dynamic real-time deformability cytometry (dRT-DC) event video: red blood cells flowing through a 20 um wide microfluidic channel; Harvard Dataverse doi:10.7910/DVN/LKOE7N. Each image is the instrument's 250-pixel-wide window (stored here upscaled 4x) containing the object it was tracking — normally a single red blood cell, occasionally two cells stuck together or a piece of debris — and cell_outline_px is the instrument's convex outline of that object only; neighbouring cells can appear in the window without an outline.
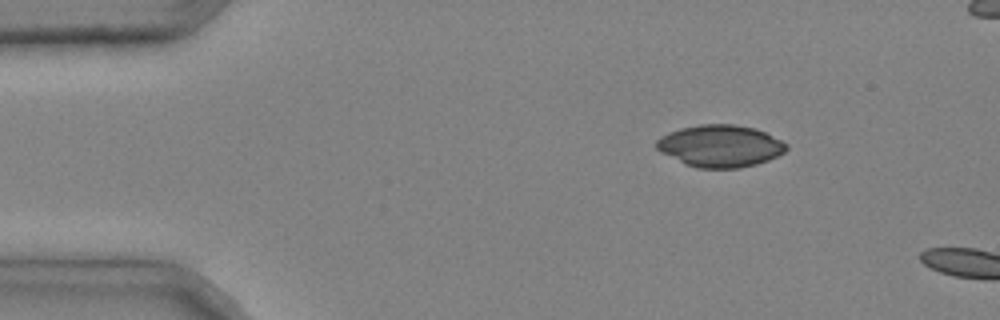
{"species": "common noctule bat (a hibernating species)", "species_latin": "Nyctalus noctula", "temperature_condition": "cold", "stored_images_in_passage": 2, "camera_frame_rate_fps": 3000, "um_per_image_px": 0.085, "animal": {"sex": "male", "body_mass_g": 20.4}, "frame": {"image": 1, "passage_image": 1, "time_ms": 0.0, "image_size_px": [1000, 320], "cell_outline_px": [[788, 148], [784, 152], [768, 160], [756, 164], [740, 168], [696, 168], [684, 164], [660, 152], [656, 148], [656, 140], [660, 136], [668, 132], [680, 128], [700, 124], [732, 124], [756, 128], [788, 144]], "centroid_in_image_um": [61.18, 12.41], "position_along_channel_um": 23.8, "area_um2": 31.96}}